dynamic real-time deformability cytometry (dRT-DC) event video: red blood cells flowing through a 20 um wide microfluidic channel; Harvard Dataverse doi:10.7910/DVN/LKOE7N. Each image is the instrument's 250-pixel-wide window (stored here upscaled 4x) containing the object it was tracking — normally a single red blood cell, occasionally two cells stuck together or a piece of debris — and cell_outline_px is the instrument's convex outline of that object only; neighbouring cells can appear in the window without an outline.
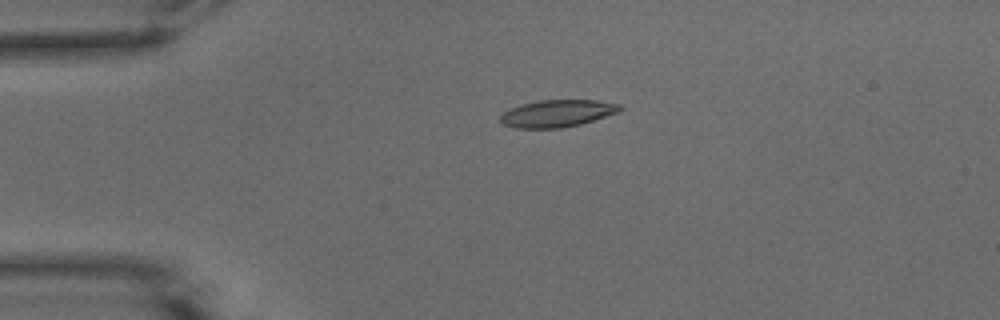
{"species": "common noctule bat (a hibernating species)", "species_latin": "Nyctalus noctula", "temperature_condition": "warm", "stored_images_in_passage": 41, "camera_frame_rate_fps": 3000, "um_per_image_px": 0.085, "animal": {"sex": "male", "body_mass_g": 15.6}, "frame": {"image": 1, "passage_image": 1, "time_ms": 0.0, "image_size_px": [1000, 320], "cell_outline_px": [[624, 108], [620, 112], [580, 124], [560, 128], [516, 128], [500, 124], [500, 116], [504, 112], [520, 104], [540, 100], [596, 100], [620, 104]], "centroid_in_image_um": [47.37, 9.64], "position_along_channel_um": 37.6, "area_um2": 19.02}}
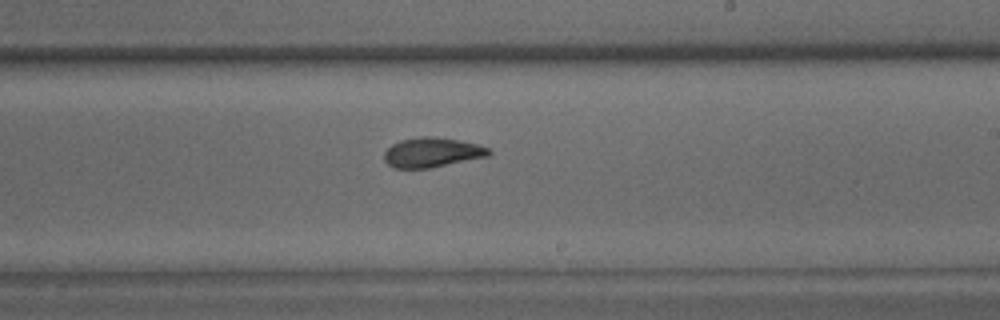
{"frame": {"image": 2, "passage_image": 20, "time_ms": 6.333, "image_size_px": [1000, 320], "cell_outline_px": [[492, 152], [488, 156], [428, 168], [396, 168], [388, 164], [384, 160], [384, 152], [392, 144], [400, 140], [424, 136], [432, 136], [456, 140], [476, 144], [488, 148]], "centroid_in_image_um": [36.69, 12.95], "position_along_channel_um": 252.3, "area_um2": 17.8}}
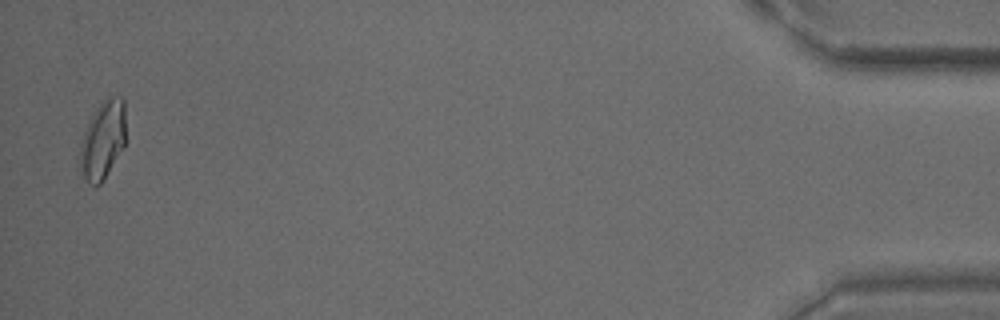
{"frame": {"image": 3, "passage_image": 40, "time_ms": 13.0, "image_size_px": [1000, 320], "cell_outline_px": [[124, 148], [100, 184], [96, 188], [88, 184], [80, 168], [80, 144], [88, 120], [92, 112], [108, 96], [120, 96], [124, 100]], "centroid_in_image_um": [8.72, 11.9], "position_along_channel_um": 426.5, "area_um2": 20.92}, "authors_computed_cell_mechanics": {"area_um2": 18.7272, "velocity_mm_per_s": 3.9164, "shape_relaxation_time_tau1_ms": null, "shape_relaxation_time_tau2_ms": 1.8782, "deformation_change_tau1": null, "deformation_change_tau2": 0.0855}}